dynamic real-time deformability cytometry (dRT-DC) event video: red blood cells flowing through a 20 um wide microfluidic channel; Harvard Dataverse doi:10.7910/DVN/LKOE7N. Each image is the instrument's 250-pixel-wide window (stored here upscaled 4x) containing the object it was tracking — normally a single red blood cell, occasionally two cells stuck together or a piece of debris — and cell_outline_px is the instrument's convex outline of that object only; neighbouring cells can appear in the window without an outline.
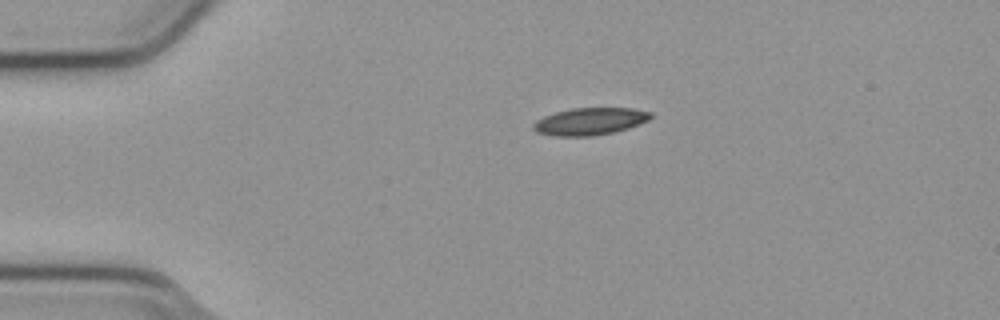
{"species": "common noctule bat (a hibernating species)", "species_latin": "Nyctalus noctula", "temperature_condition": "cold", "stored_images_in_passage": 44, "camera_frame_rate_fps": 3000, "um_per_image_px": 0.085, "animal": {"sex": "male", "body_mass_g": 23.1, "forearm_length_mm": 52.7}, "frame": {"image": 1, "passage_image": 1, "time_ms": 0.0, "image_size_px": [1000, 320], "cell_outline_px": [[652, 116], [648, 120], [628, 128], [612, 132], [592, 136], [556, 136], [536, 132], [532, 128], [532, 124], [536, 120], [544, 116], [556, 112], [572, 108], [632, 108], [652, 112]], "centroid_in_image_um": [50.12, 10.31], "position_along_channel_um": 34.9, "area_um2": 18.55}}
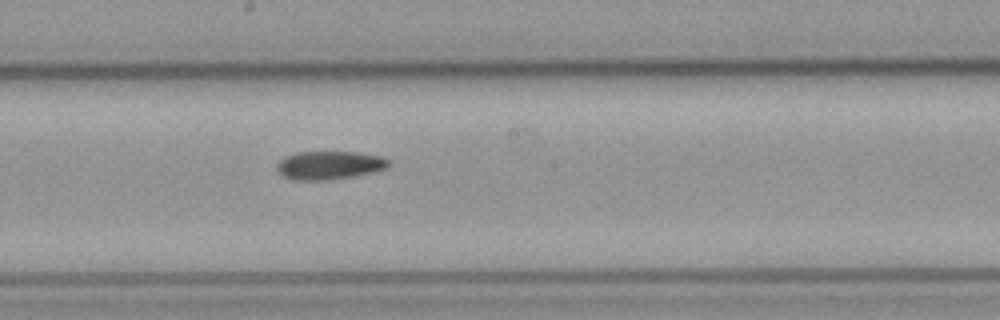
{"frame": {"image": 2, "passage_image": 19, "time_ms": 6.0, "image_size_px": [1000, 320], "cell_outline_px": [[392, 164], [388, 168], [372, 172], [332, 180], [296, 180], [284, 176], [276, 168], [276, 164], [284, 156], [296, 152], [356, 152], [380, 156], [388, 160]], "centroid_in_image_um": [28.0, 14.04], "position_along_channel_um": 220.2, "area_um2": 18.5}}
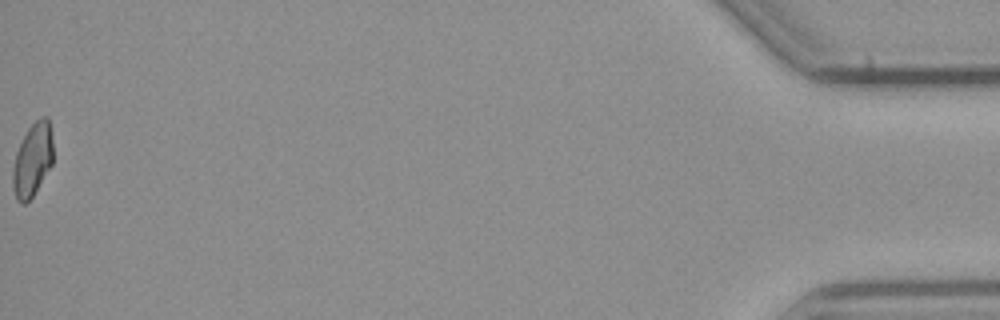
{"frame": {"image": 3, "passage_image": 44, "time_ms": 14.333, "image_size_px": [1000, 320], "cell_outline_px": [[52, 164], [32, 196], [24, 204], [20, 204], [16, 200], [12, 188], [12, 168], [16, 152], [28, 128], [40, 116], [48, 116], [52, 140]], "centroid_in_image_um": [2.74, 13.59], "position_along_channel_um": 432.5, "area_um2": 17.17}}